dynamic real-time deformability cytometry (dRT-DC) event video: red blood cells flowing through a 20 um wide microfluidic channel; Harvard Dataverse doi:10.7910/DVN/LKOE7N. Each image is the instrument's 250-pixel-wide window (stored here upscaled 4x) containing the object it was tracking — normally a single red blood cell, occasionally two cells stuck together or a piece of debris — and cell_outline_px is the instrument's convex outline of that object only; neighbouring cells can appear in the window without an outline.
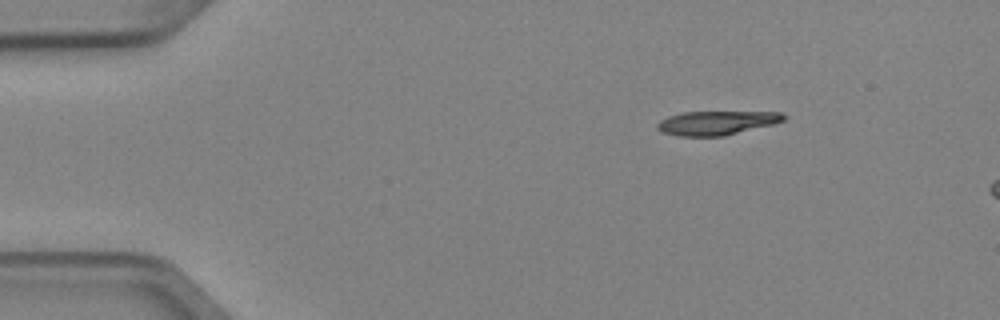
{"species": "Egyptian fruit bat (a non-hibernating species)", "species_latin": "Rousettus aegyptiacus", "temperature_condition": "cold", "stored_images_in_passage": 4, "camera_frame_rate_fps": 3000, "um_per_image_px": 0.085, "animal": {"sex": "female"}, "frame": {"image": 1, "passage_image": 1, "time_ms": 0.0, "image_size_px": [1000, 320], "cell_outline_px": [[788, 116], [784, 120], [772, 124], [724, 136], [676, 136], [660, 132], [656, 128], [656, 124], [660, 120], [668, 116], [684, 112], [784, 112]], "centroid_in_image_um": [60.88, 10.44], "position_along_channel_um": 24.1, "area_um2": 17.74}}